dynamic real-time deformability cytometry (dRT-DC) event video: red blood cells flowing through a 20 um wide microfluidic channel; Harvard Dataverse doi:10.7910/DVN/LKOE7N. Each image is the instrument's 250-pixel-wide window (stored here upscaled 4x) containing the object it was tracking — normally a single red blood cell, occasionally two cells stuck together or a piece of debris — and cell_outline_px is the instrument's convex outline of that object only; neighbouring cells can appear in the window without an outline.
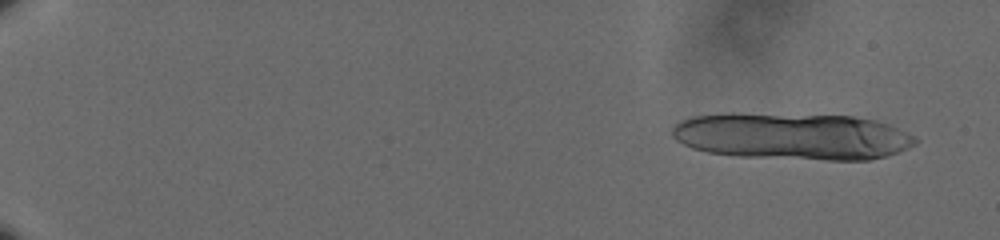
{"species": "human", "species_latin": "Homo sapiens", "temperature_condition": "cold", "stored_images_in_passage": 16, "camera_frame_rate_fps": 3000, "um_per_image_px": 0.085, "donor": {"sex": "male"}, "frame": {"image": 1, "passage_image": 1, "time_ms": 0.0, "image_size_px": [1000, 240], "cell_outline_px": [[920, 140], [916, 144], [908, 148], [872, 160], [828, 160], [736, 156], [708, 152], [692, 148], [676, 140], [672, 136], [672, 128], [680, 120], [692, 116], [724, 112], [732, 112], [852, 116], [876, 120], [888, 124], [916, 136]], "centroid_in_image_um": [67.33, 11.57], "position_along_channel_um": 17.7, "area_um2": 67.22}}